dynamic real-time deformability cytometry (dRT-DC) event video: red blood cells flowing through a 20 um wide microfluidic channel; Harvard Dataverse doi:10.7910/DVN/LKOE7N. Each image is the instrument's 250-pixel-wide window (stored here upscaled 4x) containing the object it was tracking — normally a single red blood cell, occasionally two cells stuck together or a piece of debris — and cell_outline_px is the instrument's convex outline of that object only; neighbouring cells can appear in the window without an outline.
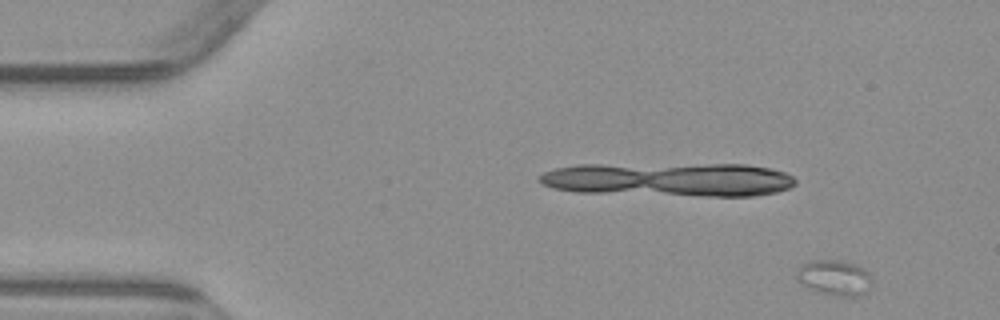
{"species": "common noctule bat (a hibernating species)", "species_latin": "Nyctalus noctula", "temperature_condition": "warm", "stored_images_in_passage": 3, "camera_frame_rate_fps": 3000, "um_per_image_px": 0.085, "animal": {"sex": "male", "body_mass_g": 23.1, "forearm_length_mm": 52.7}, "frame": {"image": 1, "passage_image": 3, "time_ms": 2.333, "image_size_px": [1000, 320], "cell_outline_px": [[872, 284], [860, 296], [832, 296], [816, 292], [796, 280], [796, 272], [804, 264], [812, 260], [844, 260], [864, 268], [868, 272], [872, 280]], "centroid_in_image_um": [70.93, 23.61], "position_along_channel_um": 14.1, "area_um2": 15.66}}